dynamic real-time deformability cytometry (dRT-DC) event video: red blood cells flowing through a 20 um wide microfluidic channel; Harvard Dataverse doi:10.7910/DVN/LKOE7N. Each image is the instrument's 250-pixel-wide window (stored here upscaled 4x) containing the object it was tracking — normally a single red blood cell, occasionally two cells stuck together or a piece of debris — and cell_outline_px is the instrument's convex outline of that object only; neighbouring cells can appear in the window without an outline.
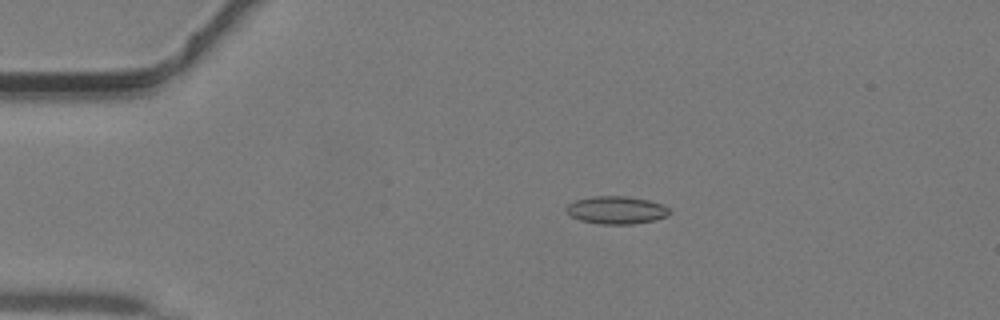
{"species": "common noctule bat (a hibernating species)", "species_latin": "Nyctalus noctula", "temperature_condition": "warm", "stored_images_in_passage": 45, "camera_frame_rate_fps": 3000, "um_per_image_px": 0.085, "animal": {"sex": "male", "body_mass_g": 19.2, "forearm_length_mm": 51.8}, "frame": {"image": 1, "passage_image": 10, "time_ms": 3.0, "image_size_px": [1000, 320], "cell_outline_px": [[672, 212], [668, 216], [656, 220], [632, 224], [600, 224], [580, 220], [564, 212], [564, 208], [568, 204], [576, 200], [592, 196], [628, 196], [648, 200], [660, 204], [668, 208]], "centroid_in_image_um": [52.38, 17.86], "position_along_channel_um": 32.6, "area_um2": 16.82}}
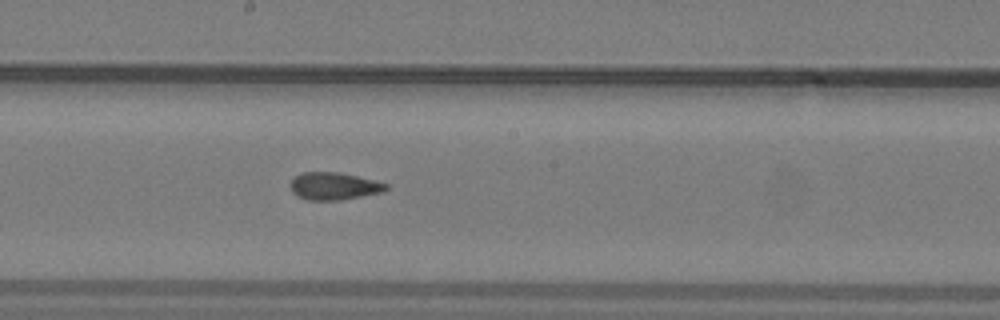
{"frame": {"image": 2, "passage_image": 25, "time_ms": 8.0, "image_size_px": [1000, 320], "cell_outline_px": [[388, 188], [384, 192], [340, 200], [308, 200], [296, 196], [292, 192], [288, 184], [296, 176], [304, 172], [336, 172], [356, 176], [388, 184]], "centroid_in_image_um": [28.35, 15.83], "position_along_channel_um": 219.8, "area_um2": 15.26}}
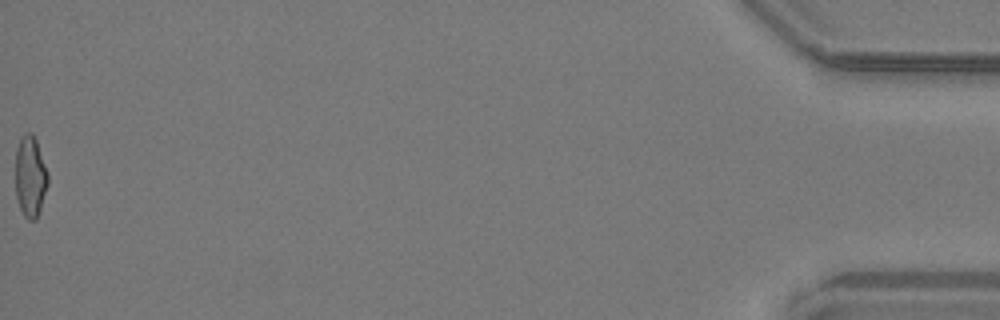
{"frame": {"image": 3, "passage_image": 45, "time_ms": 14.667, "image_size_px": [1000, 320], "cell_outline_px": [[48, 184], [36, 220], [28, 220], [24, 216], [20, 208], [16, 196], [16, 148], [20, 136], [24, 132], [32, 132], [36, 140], [48, 172]], "centroid_in_image_um": [2.57, 14.97], "position_along_channel_um": 432.6, "area_um2": 15.43}}